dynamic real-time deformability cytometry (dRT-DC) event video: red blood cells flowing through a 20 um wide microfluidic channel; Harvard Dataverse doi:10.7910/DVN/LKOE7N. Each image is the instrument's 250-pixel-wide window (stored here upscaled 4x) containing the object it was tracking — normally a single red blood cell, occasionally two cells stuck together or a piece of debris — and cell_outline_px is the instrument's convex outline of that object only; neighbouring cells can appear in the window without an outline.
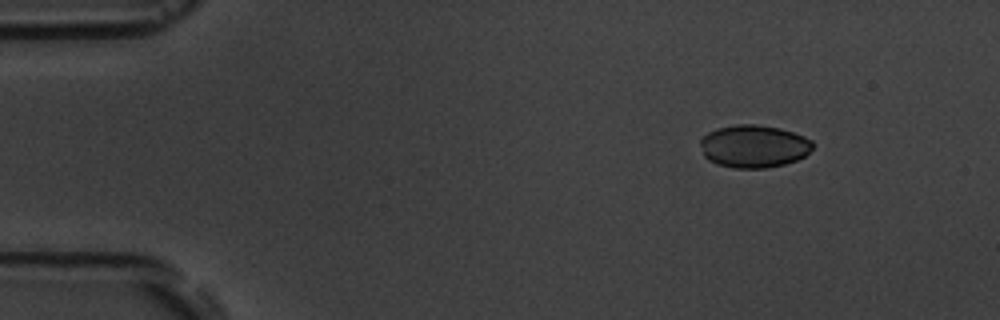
{"species": "common noctule bat (a hibernating species)", "species_latin": "Nyctalus noctula", "temperature_condition": "room temperature", "stored_images_in_passage": 5, "segment_of_instrument_passage": [2, 2], "camera_frame_rate_fps": 3000, "um_per_image_px": 0.085, "animal": {"sex": "male", "body_mass_g": 19.5, "forearm_length_mm": 54.6}, "frame": {"image": 1, "passage_image": 5, "time_ms": 5.0, "image_size_px": [1000, 320], "cell_outline_px": [[812, 148], [804, 156], [796, 160], [784, 164], [768, 168], [732, 168], [716, 164], [708, 160], [704, 156], [700, 144], [700, 140], [708, 132], [716, 128], [736, 124], [756, 124], [780, 128], [804, 136], [812, 140]], "centroid_in_image_um": [64.05, 12.43], "position_along_channel_um": 21.0, "area_um2": 28.09}}